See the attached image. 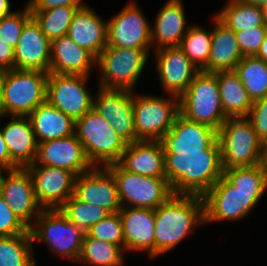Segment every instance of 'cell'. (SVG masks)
Returning a JSON list of instances; mask_svg holds the SVG:
<instances>
[{
    "mask_svg": "<svg viewBox=\"0 0 267 266\" xmlns=\"http://www.w3.org/2000/svg\"><path fill=\"white\" fill-rule=\"evenodd\" d=\"M119 214L125 253L147 252L149 259H155V210L122 207Z\"/></svg>",
    "mask_w": 267,
    "mask_h": 266,
    "instance_id": "ffe728a7",
    "label": "cell"
},
{
    "mask_svg": "<svg viewBox=\"0 0 267 266\" xmlns=\"http://www.w3.org/2000/svg\"><path fill=\"white\" fill-rule=\"evenodd\" d=\"M264 193H243L223 176L203 196L204 224L241 221L261 200Z\"/></svg>",
    "mask_w": 267,
    "mask_h": 266,
    "instance_id": "8fae6325",
    "label": "cell"
},
{
    "mask_svg": "<svg viewBox=\"0 0 267 266\" xmlns=\"http://www.w3.org/2000/svg\"><path fill=\"white\" fill-rule=\"evenodd\" d=\"M107 21V46L152 49L151 25L136 1H128ZM140 7V8H139Z\"/></svg>",
    "mask_w": 267,
    "mask_h": 266,
    "instance_id": "4fadbf2b",
    "label": "cell"
},
{
    "mask_svg": "<svg viewBox=\"0 0 267 266\" xmlns=\"http://www.w3.org/2000/svg\"><path fill=\"white\" fill-rule=\"evenodd\" d=\"M183 0H166L151 25L152 50L179 47L190 25Z\"/></svg>",
    "mask_w": 267,
    "mask_h": 266,
    "instance_id": "603a6c76",
    "label": "cell"
},
{
    "mask_svg": "<svg viewBox=\"0 0 267 266\" xmlns=\"http://www.w3.org/2000/svg\"><path fill=\"white\" fill-rule=\"evenodd\" d=\"M204 224L202 196L173 194L155 209V258L174 250Z\"/></svg>",
    "mask_w": 267,
    "mask_h": 266,
    "instance_id": "7a4b0ae2",
    "label": "cell"
},
{
    "mask_svg": "<svg viewBox=\"0 0 267 266\" xmlns=\"http://www.w3.org/2000/svg\"><path fill=\"white\" fill-rule=\"evenodd\" d=\"M29 231L33 243H46L58 257L78 261L85 232L71 223L60 208L43 209Z\"/></svg>",
    "mask_w": 267,
    "mask_h": 266,
    "instance_id": "52a82bcc",
    "label": "cell"
},
{
    "mask_svg": "<svg viewBox=\"0 0 267 266\" xmlns=\"http://www.w3.org/2000/svg\"><path fill=\"white\" fill-rule=\"evenodd\" d=\"M36 198L43 209L60 208L74 195L76 175L68 170L46 166L29 165Z\"/></svg>",
    "mask_w": 267,
    "mask_h": 266,
    "instance_id": "2e32d148",
    "label": "cell"
},
{
    "mask_svg": "<svg viewBox=\"0 0 267 266\" xmlns=\"http://www.w3.org/2000/svg\"><path fill=\"white\" fill-rule=\"evenodd\" d=\"M221 103L227 117H247L253 101L238 74L232 71L217 72Z\"/></svg>",
    "mask_w": 267,
    "mask_h": 266,
    "instance_id": "f546056e",
    "label": "cell"
},
{
    "mask_svg": "<svg viewBox=\"0 0 267 266\" xmlns=\"http://www.w3.org/2000/svg\"><path fill=\"white\" fill-rule=\"evenodd\" d=\"M212 42L207 66L202 70L210 73L232 71L243 55L239 49L235 32L213 15Z\"/></svg>",
    "mask_w": 267,
    "mask_h": 266,
    "instance_id": "83f0119b",
    "label": "cell"
},
{
    "mask_svg": "<svg viewBox=\"0 0 267 266\" xmlns=\"http://www.w3.org/2000/svg\"><path fill=\"white\" fill-rule=\"evenodd\" d=\"M79 8L58 6L46 10H30L42 32L52 41L67 35L75 12Z\"/></svg>",
    "mask_w": 267,
    "mask_h": 266,
    "instance_id": "d590c367",
    "label": "cell"
},
{
    "mask_svg": "<svg viewBox=\"0 0 267 266\" xmlns=\"http://www.w3.org/2000/svg\"><path fill=\"white\" fill-rule=\"evenodd\" d=\"M90 77L49 73L46 101L74 120L84 116L93 107L94 96L86 87Z\"/></svg>",
    "mask_w": 267,
    "mask_h": 266,
    "instance_id": "7c38bea8",
    "label": "cell"
},
{
    "mask_svg": "<svg viewBox=\"0 0 267 266\" xmlns=\"http://www.w3.org/2000/svg\"><path fill=\"white\" fill-rule=\"evenodd\" d=\"M32 18L27 4L22 9L0 18V39L15 48L20 39L24 25Z\"/></svg>",
    "mask_w": 267,
    "mask_h": 266,
    "instance_id": "ab89813d",
    "label": "cell"
},
{
    "mask_svg": "<svg viewBox=\"0 0 267 266\" xmlns=\"http://www.w3.org/2000/svg\"><path fill=\"white\" fill-rule=\"evenodd\" d=\"M8 123L1 128L3 139L12 162L26 168L36 161L38 143L28 116H8Z\"/></svg>",
    "mask_w": 267,
    "mask_h": 266,
    "instance_id": "d4e9b609",
    "label": "cell"
},
{
    "mask_svg": "<svg viewBox=\"0 0 267 266\" xmlns=\"http://www.w3.org/2000/svg\"><path fill=\"white\" fill-rule=\"evenodd\" d=\"M179 111L187 120L218 131L228 117L222 107L217 73L199 71L179 98Z\"/></svg>",
    "mask_w": 267,
    "mask_h": 266,
    "instance_id": "277c9868",
    "label": "cell"
},
{
    "mask_svg": "<svg viewBox=\"0 0 267 266\" xmlns=\"http://www.w3.org/2000/svg\"><path fill=\"white\" fill-rule=\"evenodd\" d=\"M128 172L145 177L166 178L161 141L139 140L127 145L117 162Z\"/></svg>",
    "mask_w": 267,
    "mask_h": 266,
    "instance_id": "cb8c5ba5",
    "label": "cell"
},
{
    "mask_svg": "<svg viewBox=\"0 0 267 266\" xmlns=\"http://www.w3.org/2000/svg\"><path fill=\"white\" fill-rule=\"evenodd\" d=\"M133 111L137 139L160 141L180 114L179 98L133 91Z\"/></svg>",
    "mask_w": 267,
    "mask_h": 266,
    "instance_id": "9c48e42d",
    "label": "cell"
},
{
    "mask_svg": "<svg viewBox=\"0 0 267 266\" xmlns=\"http://www.w3.org/2000/svg\"><path fill=\"white\" fill-rule=\"evenodd\" d=\"M6 174V175H5ZM0 194L16 217L29 229L42 212L26 168L0 171Z\"/></svg>",
    "mask_w": 267,
    "mask_h": 266,
    "instance_id": "5bb4252c",
    "label": "cell"
},
{
    "mask_svg": "<svg viewBox=\"0 0 267 266\" xmlns=\"http://www.w3.org/2000/svg\"><path fill=\"white\" fill-rule=\"evenodd\" d=\"M124 260L125 251L120 246L91 238L85 233L77 262L88 266H123Z\"/></svg>",
    "mask_w": 267,
    "mask_h": 266,
    "instance_id": "1f68e13d",
    "label": "cell"
},
{
    "mask_svg": "<svg viewBox=\"0 0 267 266\" xmlns=\"http://www.w3.org/2000/svg\"><path fill=\"white\" fill-rule=\"evenodd\" d=\"M243 2H248V3H251V4H255L259 7L263 6L264 4L267 3V0H241Z\"/></svg>",
    "mask_w": 267,
    "mask_h": 266,
    "instance_id": "816d5d0a",
    "label": "cell"
},
{
    "mask_svg": "<svg viewBox=\"0 0 267 266\" xmlns=\"http://www.w3.org/2000/svg\"><path fill=\"white\" fill-rule=\"evenodd\" d=\"M96 58L68 35L51 41L49 73L90 76Z\"/></svg>",
    "mask_w": 267,
    "mask_h": 266,
    "instance_id": "484cf974",
    "label": "cell"
},
{
    "mask_svg": "<svg viewBox=\"0 0 267 266\" xmlns=\"http://www.w3.org/2000/svg\"><path fill=\"white\" fill-rule=\"evenodd\" d=\"M51 40L32 17L22 30L14 48V69L41 70L49 73Z\"/></svg>",
    "mask_w": 267,
    "mask_h": 266,
    "instance_id": "44dd1931",
    "label": "cell"
},
{
    "mask_svg": "<svg viewBox=\"0 0 267 266\" xmlns=\"http://www.w3.org/2000/svg\"><path fill=\"white\" fill-rule=\"evenodd\" d=\"M267 34V26L254 27L235 32L239 49L245 56H256Z\"/></svg>",
    "mask_w": 267,
    "mask_h": 266,
    "instance_id": "60d3db41",
    "label": "cell"
},
{
    "mask_svg": "<svg viewBox=\"0 0 267 266\" xmlns=\"http://www.w3.org/2000/svg\"><path fill=\"white\" fill-rule=\"evenodd\" d=\"M247 118L252 122L258 137L264 142L267 139V97L253 101Z\"/></svg>",
    "mask_w": 267,
    "mask_h": 266,
    "instance_id": "7bdbcfd3",
    "label": "cell"
},
{
    "mask_svg": "<svg viewBox=\"0 0 267 266\" xmlns=\"http://www.w3.org/2000/svg\"><path fill=\"white\" fill-rule=\"evenodd\" d=\"M60 210L71 223L79 226L85 233L110 214L105 208L82 202L74 195L60 207Z\"/></svg>",
    "mask_w": 267,
    "mask_h": 266,
    "instance_id": "74e56055",
    "label": "cell"
},
{
    "mask_svg": "<svg viewBox=\"0 0 267 266\" xmlns=\"http://www.w3.org/2000/svg\"><path fill=\"white\" fill-rule=\"evenodd\" d=\"M164 156L166 179L174 194L203 196L223 176L218 140L202 151Z\"/></svg>",
    "mask_w": 267,
    "mask_h": 266,
    "instance_id": "6da1fadb",
    "label": "cell"
},
{
    "mask_svg": "<svg viewBox=\"0 0 267 266\" xmlns=\"http://www.w3.org/2000/svg\"><path fill=\"white\" fill-rule=\"evenodd\" d=\"M212 42V29L207 30L201 25L192 24L179 48L192 61L198 70L202 71L208 64Z\"/></svg>",
    "mask_w": 267,
    "mask_h": 266,
    "instance_id": "e575fe53",
    "label": "cell"
},
{
    "mask_svg": "<svg viewBox=\"0 0 267 266\" xmlns=\"http://www.w3.org/2000/svg\"><path fill=\"white\" fill-rule=\"evenodd\" d=\"M113 175L122 207L157 209L174 193L166 178L145 177L118 163L105 166Z\"/></svg>",
    "mask_w": 267,
    "mask_h": 266,
    "instance_id": "30bf717a",
    "label": "cell"
},
{
    "mask_svg": "<svg viewBox=\"0 0 267 266\" xmlns=\"http://www.w3.org/2000/svg\"><path fill=\"white\" fill-rule=\"evenodd\" d=\"M31 165L61 168L74 173L76 176L94 167L75 134L38 143L36 161Z\"/></svg>",
    "mask_w": 267,
    "mask_h": 266,
    "instance_id": "ac0fdd59",
    "label": "cell"
},
{
    "mask_svg": "<svg viewBox=\"0 0 267 266\" xmlns=\"http://www.w3.org/2000/svg\"><path fill=\"white\" fill-rule=\"evenodd\" d=\"M37 143L75 134V120L50 105H39L29 116Z\"/></svg>",
    "mask_w": 267,
    "mask_h": 266,
    "instance_id": "f1b7e54d",
    "label": "cell"
},
{
    "mask_svg": "<svg viewBox=\"0 0 267 266\" xmlns=\"http://www.w3.org/2000/svg\"><path fill=\"white\" fill-rule=\"evenodd\" d=\"M49 73L41 70L2 72L4 117L29 116L46 102Z\"/></svg>",
    "mask_w": 267,
    "mask_h": 266,
    "instance_id": "ba28073f",
    "label": "cell"
},
{
    "mask_svg": "<svg viewBox=\"0 0 267 266\" xmlns=\"http://www.w3.org/2000/svg\"><path fill=\"white\" fill-rule=\"evenodd\" d=\"M74 196L82 202L98 205L110 213L122 208L115 179L112 173L102 166H94L76 177Z\"/></svg>",
    "mask_w": 267,
    "mask_h": 266,
    "instance_id": "d6986e66",
    "label": "cell"
},
{
    "mask_svg": "<svg viewBox=\"0 0 267 266\" xmlns=\"http://www.w3.org/2000/svg\"><path fill=\"white\" fill-rule=\"evenodd\" d=\"M256 57L267 62V34Z\"/></svg>",
    "mask_w": 267,
    "mask_h": 266,
    "instance_id": "c3c4849f",
    "label": "cell"
},
{
    "mask_svg": "<svg viewBox=\"0 0 267 266\" xmlns=\"http://www.w3.org/2000/svg\"><path fill=\"white\" fill-rule=\"evenodd\" d=\"M223 177L243 193H266L267 169L262 165L247 166L223 172Z\"/></svg>",
    "mask_w": 267,
    "mask_h": 266,
    "instance_id": "8d00e7d4",
    "label": "cell"
},
{
    "mask_svg": "<svg viewBox=\"0 0 267 266\" xmlns=\"http://www.w3.org/2000/svg\"><path fill=\"white\" fill-rule=\"evenodd\" d=\"M18 167L12 162L10 154L3 139L2 130L0 128V171L14 170Z\"/></svg>",
    "mask_w": 267,
    "mask_h": 266,
    "instance_id": "bcb514c9",
    "label": "cell"
},
{
    "mask_svg": "<svg viewBox=\"0 0 267 266\" xmlns=\"http://www.w3.org/2000/svg\"><path fill=\"white\" fill-rule=\"evenodd\" d=\"M86 234L91 238L116 244L124 250L123 227L119 212L110 213L93 225Z\"/></svg>",
    "mask_w": 267,
    "mask_h": 266,
    "instance_id": "f35d334b",
    "label": "cell"
},
{
    "mask_svg": "<svg viewBox=\"0 0 267 266\" xmlns=\"http://www.w3.org/2000/svg\"><path fill=\"white\" fill-rule=\"evenodd\" d=\"M11 7L10 0H0V18L12 14L14 10Z\"/></svg>",
    "mask_w": 267,
    "mask_h": 266,
    "instance_id": "7dc6e473",
    "label": "cell"
},
{
    "mask_svg": "<svg viewBox=\"0 0 267 266\" xmlns=\"http://www.w3.org/2000/svg\"><path fill=\"white\" fill-rule=\"evenodd\" d=\"M75 135L93 166L117 163L128 145L94 107L75 120Z\"/></svg>",
    "mask_w": 267,
    "mask_h": 266,
    "instance_id": "5b68a950",
    "label": "cell"
},
{
    "mask_svg": "<svg viewBox=\"0 0 267 266\" xmlns=\"http://www.w3.org/2000/svg\"><path fill=\"white\" fill-rule=\"evenodd\" d=\"M30 231L0 237V266H36Z\"/></svg>",
    "mask_w": 267,
    "mask_h": 266,
    "instance_id": "d6a6232c",
    "label": "cell"
},
{
    "mask_svg": "<svg viewBox=\"0 0 267 266\" xmlns=\"http://www.w3.org/2000/svg\"><path fill=\"white\" fill-rule=\"evenodd\" d=\"M26 4L30 10H46L58 6L82 8L88 5L84 0H28Z\"/></svg>",
    "mask_w": 267,
    "mask_h": 266,
    "instance_id": "ee69618b",
    "label": "cell"
},
{
    "mask_svg": "<svg viewBox=\"0 0 267 266\" xmlns=\"http://www.w3.org/2000/svg\"><path fill=\"white\" fill-rule=\"evenodd\" d=\"M95 93L93 107L109 126L128 144L139 141L135 132L133 91L97 87Z\"/></svg>",
    "mask_w": 267,
    "mask_h": 266,
    "instance_id": "9a60e30c",
    "label": "cell"
},
{
    "mask_svg": "<svg viewBox=\"0 0 267 266\" xmlns=\"http://www.w3.org/2000/svg\"><path fill=\"white\" fill-rule=\"evenodd\" d=\"M214 15L234 32L266 26L261 8L241 0H228Z\"/></svg>",
    "mask_w": 267,
    "mask_h": 266,
    "instance_id": "4dcf8cb0",
    "label": "cell"
},
{
    "mask_svg": "<svg viewBox=\"0 0 267 266\" xmlns=\"http://www.w3.org/2000/svg\"><path fill=\"white\" fill-rule=\"evenodd\" d=\"M217 140V131L204 124L187 120L178 115L171 129L160 140L164 154L177 151H202Z\"/></svg>",
    "mask_w": 267,
    "mask_h": 266,
    "instance_id": "7402d4cb",
    "label": "cell"
},
{
    "mask_svg": "<svg viewBox=\"0 0 267 266\" xmlns=\"http://www.w3.org/2000/svg\"><path fill=\"white\" fill-rule=\"evenodd\" d=\"M264 18L265 25L267 26V3L260 7Z\"/></svg>",
    "mask_w": 267,
    "mask_h": 266,
    "instance_id": "f5cc1de1",
    "label": "cell"
},
{
    "mask_svg": "<svg viewBox=\"0 0 267 266\" xmlns=\"http://www.w3.org/2000/svg\"><path fill=\"white\" fill-rule=\"evenodd\" d=\"M4 117V101H3V87H2V72H0V118Z\"/></svg>",
    "mask_w": 267,
    "mask_h": 266,
    "instance_id": "681fc988",
    "label": "cell"
},
{
    "mask_svg": "<svg viewBox=\"0 0 267 266\" xmlns=\"http://www.w3.org/2000/svg\"><path fill=\"white\" fill-rule=\"evenodd\" d=\"M29 229L16 217L0 194V237L27 233Z\"/></svg>",
    "mask_w": 267,
    "mask_h": 266,
    "instance_id": "b9f144b4",
    "label": "cell"
},
{
    "mask_svg": "<svg viewBox=\"0 0 267 266\" xmlns=\"http://www.w3.org/2000/svg\"><path fill=\"white\" fill-rule=\"evenodd\" d=\"M262 165L267 169V139L263 142Z\"/></svg>",
    "mask_w": 267,
    "mask_h": 266,
    "instance_id": "f907efd6",
    "label": "cell"
},
{
    "mask_svg": "<svg viewBox=\"0 0 267 266\" xmlns=\"http://www.w3.org/2000/svg\"><path fill=\"white\" fill-rule=\"evenodd\" d=\"M151 50L107 46L96 58L100 71L97 87L135 91Z\"/></svg>",
    "mask_w": 267,
    "mask_h": 266,
    "instance_id": "8992f818",
    "label": "cell"
},
{
    "mask_svg": "<svg viewBox=\"0 0 267 266\" xmlns=\"http://www.w3.org/2000/svg\"><path fill=\"white\" fill-rule=\"evenodd\" d=\"M217 140L223 172L262 164L263 142L247 117H228Z\"/></svg>",
    "mask_w": 267,
    "mask_h": 266,
    "instance_id": "3957f363",
    "label": "cell"
},
{
    "mask_svg": "<svg viewBox=\"0 0 267 266\" xmlns=\"http://www.w3.org/2000/svg\"><path fill=\"white\" fill-rule=\"evenodd\" d=\"M157 77L166 95L180 98L200 71L179 47L152 51Z\"/></svg>",
    "mask_w": 267,
    "mask_h": 266,
    "instance_id": "e0dca14e",
    "label": "cell"
},
{
    "mask_svg": "<svg viewBox=\"0 0 267 266\" xmlns=\"http://www.w3.org/2000/svg\"><path fill=\"white\" fill-rule=\"evenodd\" d=\"M14 69V48L0 39V72Z\"/></svg>",
    "mask_w": 267,
    "mask_h": 266,
    "instance_id": "f6af8a7d",
    "label": "cell"
},
{
    "mask_svg": "<svg viewBox=\"0 0 267 266\" xmlns=\"http://www.w3.org/2000/svg\"><path fill=\"white\" fill-rule=\"evenodd\" d=\"M108 25L107 21L86 5L77 9L67 35L79 46L97 58L107 47Z\"/></svg>",
    "mask_w": 267,
    "mask_h": 266,
    "instance_id": "4316f807",
    "label": "cell"
},
{
    "mask_svg": "<svg viewBox=\"0 0 267 266\" xmlns=\"http://www.w3.org/2000/svg\"><path fill=\"white\" fill-rule=\"evenodd\" d=\"M234 71L252 101L267 97V62L256 56H245L236 65Z\"/></svg>",
    "mask_w": 267,
    "mask_h": 266,
    "instance_id": "836d02e7",
    "label": "cell"
}]
</instances>
